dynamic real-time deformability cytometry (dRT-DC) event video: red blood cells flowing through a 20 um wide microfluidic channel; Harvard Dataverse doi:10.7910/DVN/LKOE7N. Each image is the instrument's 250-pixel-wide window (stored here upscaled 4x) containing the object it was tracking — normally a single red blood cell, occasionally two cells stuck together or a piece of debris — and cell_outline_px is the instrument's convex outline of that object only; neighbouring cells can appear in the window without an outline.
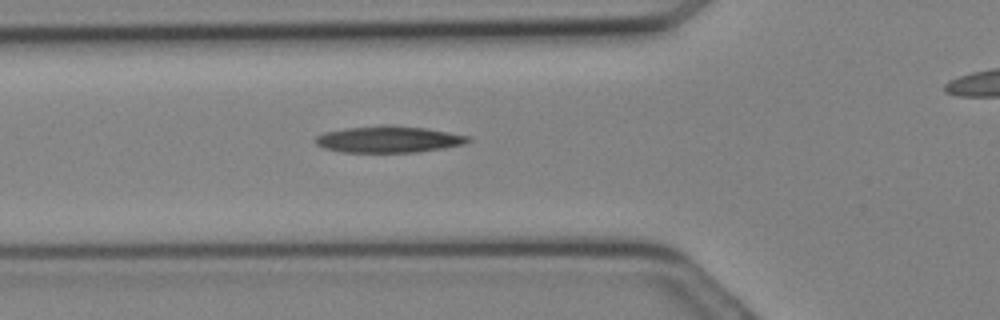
{"species": "Egyptian fruit bat (a non-hibernating species)", "species_latin": "Rousettus aegyptiacus", "temperature_condition": "cold", "stored_images_in_passage": 8, "camera_frame_rate_fps": 3000, "um_per_image_px": 0.085, "animal": {"sex": "female"}, "frame": {"image": 1, "passage_image": 6, "time_ms": 1.667, "image_size_px": [1000, 320], "cell_outline_px": [[472, 140], [464, 144], [444, 148], [416, 152], [340, 152], [324, 148], [316, 144], [312, 140], [316, 136], [324, 132], [344, 128], [384, 124], [424, 128], [472, 136]], "centroid_in_image_um": [33.01, 11.84], "position_along_channel_um": 92.8, "area_um2": 23.87}}
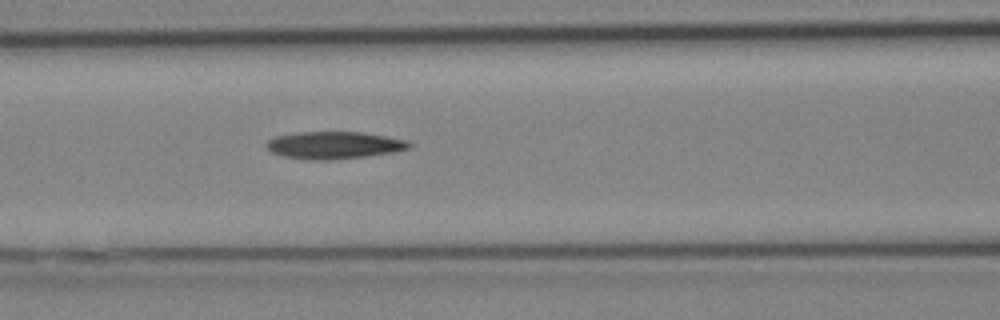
{"frame": {"image": 2, "passage_image": 8, "time_ms": 2.333, "image_size_px": [1000, 320], "cell_outline_px": [[412, 148], [392, 152], [364, 156], [332, 160], [308, 160], [284, 156], [272, 152], [264, 144], [268, 140], [276, 136], [300, 132], [360, 132], [408, 140], [412, 144]], "centroid_in_image_um": [28.4, 12.34], "position_along_channel_um": 138.2, "area_um2": 22.6}}